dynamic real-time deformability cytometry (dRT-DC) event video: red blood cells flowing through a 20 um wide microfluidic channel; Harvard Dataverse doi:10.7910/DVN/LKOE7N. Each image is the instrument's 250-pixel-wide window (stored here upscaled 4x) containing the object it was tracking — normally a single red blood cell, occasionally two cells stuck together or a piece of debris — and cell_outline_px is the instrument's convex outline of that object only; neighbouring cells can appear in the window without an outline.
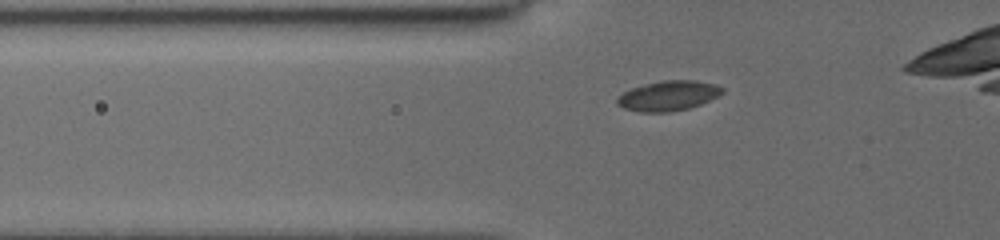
{"species": "common noctule bat (a hibernating species)", "species_latin": "Nyctalus noctula", "temperature_condition": "cold", "stored_images_in_passage": 47, "camera_frame_rate_fps": 3000, "um_per_image_px": 0.085, "animal": {"sex": "female", "body_mass_g": 19.5, "forearm_length_mm": 54.1}, "frame": {"image": 1, "passage_image": 4, "time_ms": 1.0, "image_size_px": [1000, 240], "cell_outline_px": [[724, 92], [692, 108], [668, 112], [640, 112], [624, 108], [616, 104], [616, 100], [624, 92], [632, 88], [664, 80], [692, 80], [712, 84], [724, 88]], "centroid_in_image_um": [56.8, 8.15], "position_along_channel_um": 69.0, "area_um2": 18.03}}
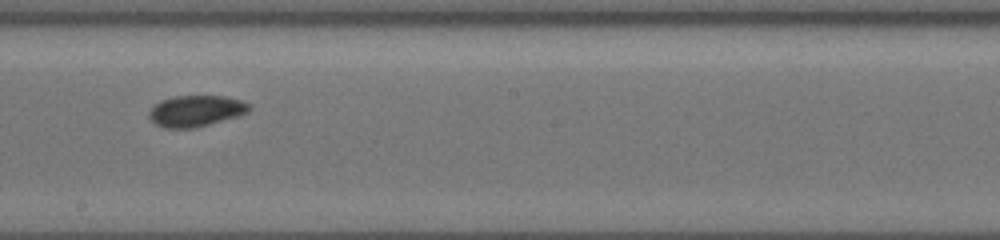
{"frame": {"image": 2, "passage_image": 21, "time_ms": 5.333, "image_size_px": [1000, 240], "cell_outline_px": [[252, 108], [248, 112], [236, 116], [208, 124], [192, 128], [164, 128], [156, 124], [148, 116], [148, 112], [160, 100], [172, 96], [224, 96], [240, 100], [252, 104]], "centroid_in_image_um": [16.65, 9.42], "position_along_channel_um": 231.6, "area_um2": 18.09}}
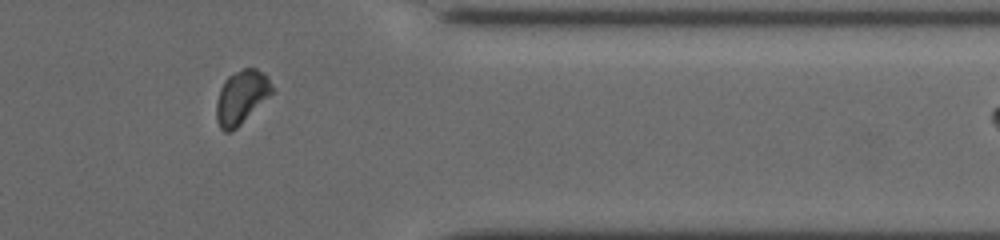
{"frame": {"image": 3, "passage_image": 39, "time_ms": 9.667, "image_size_px": [1000, 240], "cell_outline_px": [[276, 92], [232, 132], [224, 132], [220, 128], [216, 120], [216, 100], [220, 88], [224, 80], [228, 76], [244, 68], [256, 68], [264, 72], [268, 76]], "centroid_in_image_um": [20.55, 8.26], "position_along_channel_um": 390.8, "area_um2": 17.92}, "authors_computed_cell_mechanics": {"area_um2": 17.8024, "velocity_mm_per_s": 3.8651, "shape_relaxation_time_tau1_ms": 2.6797, "shape_relaxation_time_tau2_ms": null, "deformation_change_tau1": 0.0439, "deformation_change_tau2": null}}